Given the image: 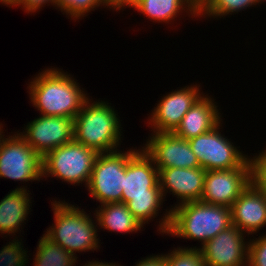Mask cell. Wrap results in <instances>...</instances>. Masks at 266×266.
I'll use <instances>...</instances> for the list:
<instances>
[{"label":"cell","instance_id":"obj_6","mask_svg":"<svg viewBox=\"0 0 266 266\" xmlns=\"http://www.w3.org/2000/svg\"><path fill=\"white\" fill-rule=\"evenodd\" d=\"M98 152L72 140L48 152L42 158L43 177H56L62 182L87 187Z\"/></svg>","mask_w":266,"mask_h":266},{"label":"cell","instance_id":"obj_15","mask_svg":"<svg viewBox=\"0 0 266 266\" xmlns=\"http://www.w3.org/2000/svg\"><path fill=\"white\" fill-rule=\"evenodd\" d=\"M231 224L244 234H256L266 226V196L252 181L231 206Z\"/></svg>","mask_w":266,"mask_h":266},{"label":"cell","instance_id":"obj_12","mask_svg":"<svg viewBox=\"0 0 266 266\" xmlns=\"http://www.w3.org/2000/svg\"><path fill=\"white\" fill-rule=\"evenodd\" d=\"M199 87L197 84L187 85L160 98L148 116L147 126L152 128V133H173L184 115L204 94Z\"/></svg>","mask_w":266,"mask_h":266},{"label":"cell","instance_id":"obj_18","mask_svg":"<svg viewBox=\"0 0 266 266\" xmlns=\"http://www.w3.org/2000/svg\"><path fill=\"white\" fill-rule=\"evenodd\" d=\"M27 186H21L8 192V194L0 201V233L16 235L22 224L25 223L32 207L31 193L27 190Z\"/></svg>","mask_w":266,"mask_h":266},{"label":"cell","instance_id":"obj_35","mask_svg":"<svg viewBox=\"0 0 266 266\" xmlns=\"http://www.w3.org/2000/svg\"><path fill=\"white\" fill-rule=\"evenodd\" d=\"M264 1L266 2V0H257V4L258 5H259V3L262 4Z\"/></svg>","mask_w":266,"mask_h":266},{"label":"cell","instance_id":"obj_25","mask_svg":"<svg viewBox=\"0 0 266 266\" xmlns=\"http://www.w3.org/2000/svg\"><path fill=\"white\" fill-rule=\"evenodd\" d=\"M249 240L248 265L266 266V234Z\"/></svg>","mask_w":266,"mask_h":266},{"label":"cell","instance_id":"obj_2","mask_svg":"<svg viewBox=\"0 0 266 266\" xmlns=\"http://www.w3.org/2000/svg\"><path fill=\"white\" fill-rule=\"evenodd\" d=\"M163 201L159 171L152 158L140 148L127 161L122 203L144 226L158 216Z\"/></svg>","mask_w":266,"mask_h":266},{"label":"cell","instance_id":"obj_34","mask_svg":"<svg viewBox=\"0 0 266 266\" xmlns=\"http://www.w3.org/2000/svg\"><path fill=\"white\" fill-rule=\"evenodd\" d=\"M140 0H130V8H133V6Z\"/></svg>","mask_w":266,"mask_h":266},{"label":"cell","instance_id":"obj_24","mask_svg":"<svg viewBox=\"0 0 266 266\" xmlns=\"http://www.w3.org/2000/svg\"><path fill=\"white\" fill-rule=\"evenodd\" d=\"M56 9L71 19L78 20L101 6L100 0H55Z\"/></svg>","mask_w":266,"mask_h":266},{"label":"cell","instance_id":"obj_19","mask_svg":"<svg viewBox=\"0 0 266 266\" xmlns=\"http://www.w3.org/2000/svg\"><path fill=\"white\" fill-rule=\"evenodd\" d=\"M133 9L153 22L167 24L172 23V20H175L179 14L182 15L185 10L188 15L199 17L200 8L192 0H140Z\"/></svg>","mask_w":266,"mask_h":266},{"label":"cell","instance_id":"obj_23","mask_svg":"<svg viewBox=\"0 0 266 266\" xmlns=\"http://www.w3.org/2000/svg\"><path fill=\"white\" fill-rule=\"evenodd\" d=\"M166 254V266H205L200 250L195 247H177Z\"/></svg>","mask_w":266,"mask_h":266},{"label":"cell","instance_id":"obj_9","mask_svg":"<svg viewBox=\"0 0 266 266\" xmlns=\"http://www.w3.org/2000/svg\"><path fill=\"white\" fill-rule=\"evenodd\" d=\"M221 124L220 122L212 130L188 140L200 167L206 171L240 167L249 158L221 134Z\"/></svg>","mask_w":266,"mask_h":266},{"label":"cell","instance_id":"obj_26","mask_svg":"<svg viewBox=\"0 0 266 266\" xmlns=\"http://www.w3.org/2000/svg\"><path fill=\"white\" fill-rule=\"evenodd\" d=\"M252 160L253 181L266 196V150L255 155Z\"/></svg>","mask_w":266,"mask_h":266},{"label":"cell","instance_id":"obj_31","mask_svg":"<svg viewBox=\"0 0 266 266\" xmlns=\"http://www.w3.org/2000/svg\"><path fill=\"white\" fill-rule=\"evenodd\" d=\"M18 0H0V3L1 4H5L6 6L8 7H11L13 8V6L15 7V5L17 4Z\"/></svg>","mask_w":266,"mask_h":266},{"label":"cell","instance_id":"obj_29","mask_svg":"<svg viewBox=\"0 0 266 266\" xmlns=\"http://www.w3.org/2000/svg\"><path fill=\"white\" fill-rule=\"evenodd\" d=\"M100 2L101 6H105L104 8L107 6L116 12L130 7V0H100Z\"/></svg>","mask_w":266,"mask_h":266},{"label":"cell","instance_id":"obj_16","mask_svg":"<svg viewBox=\"0 0 266 266\" xmlns=\"http://www.w3.org/2000/svg\"><path fill=\"white\" fill-rule=\"evenodd\" d=\"M159 185L162 196L167 192L178 198L176 205L185 202L200 201L204 191L206 170L199 168H167L158 169ZM169 190V191H168ZM172 192V193H171Z\"/></svg>","mask_w":266,"mask_h":266},{"label":"cell","instance_id":"obj_21","mask_svg":"<svg viewBox=\"0 0 266 266\" xmlns=\"http://www.w3.org/2000/svg\"><path fill=\"white\" fill-rule=\"evenodd\" d=\"M38 242L33 266H76L78 257L73 256L45 234Z\"/></svg>","mask_w":266,"mask_h":266},{"label":"cell","instance_id":"obj_4","mask_svg":"<svg viewBox=\"0 0 266 266\" xmlns=\"http://www.w3.org/2000/svg\"><path fill=\"white\" fill-rule=\"evenodd\" d=\"M119 118L107 101L88 98L74 118V140L98 153L117 151L123 138Z\"/></svg>","mask_w":266,"mask_h":266},{"label":"cell","instance_id":"obj_17","mask_svg":"<svg viewBox=\"0 0 266 266\" xmlns=\"http://www.w3.org/2000/svg\"><path fill=\"white\" fill-rule=\"evenodd\" d=\"M217 103L208 94L202 95L182 118L173 132L176 136L190 140L212 130L220 122L222 115Z\"/></svg>","mask_w":266,"mask_h":266},{"label":"cell","instance_id":"obj_7","mask_svg":"<svg viewBox=\"0 0 266 266\" xmlns=\"http://www.w3.org/2000/svg\"><path fill=\"white\" fill-rule=\"evenodd\" d=\"M137 150L130 148L126 152L99 153L86 187L90 197L101 205L122 202L127 161Z\"/></svg>","mask_w":266,"mask_h":266},{"label":"cell","instance_id":"obj_20","mask_svg":"<svg viewBox=\"0 0 266 266\" xmlns=\"http://www.w3.org/2000/svg\"><path fill=\"white\" fill-rule=\"evenodd\" d=\"M99 207V208H98ZM94 212L98 228L113 231L115 233H132L141 231V223L129 211L127 205L122 202L107 203L98 206ZM101 207V208H100Z\"/></svg>","mask_w":266,"mask_h":266},{"label":"cell","instance_id":"obj_13","mask_svg":"<svg viewBox=\"0 0 266 266\" xmlns=\"http://www.w3.org/2000/svg\"><path fill=\"white\" fill-rule=\"evenodd\" d=\"M142 147L157 169L199 168L200 164L188 140L174 133H151Z\"/></svg>","mask_w":266,"mask_h":266},{"label":"cell","instance_id":"obj_14","mask_svg":"<svg viewBox=\"0 0 266 266\" xmlns=\"http://www.w3.org/2000/svg\"><path fill=\"white\" fill-rule=\"evenodd\" d=\"M244 233L234 225L205 242L200 253L205 266H247L249 241Z\"/></svg>","mask_w":266,"mask_h":266},{"label":"cell","instance_id":"obj_33","mask_svg":"<svg viewBox=\"0 0 266 266\" xmlns=\"http://www.w3.org/2000/svg\"><path fill=\"white\" fill-rule=\"evenodd\" d=\"M199 8L202 4V0H192Z\"/></svg>","mask_w":266,"mask_h":266},{"label":"cell","instance_id":"obj_28","mask_svg":"<svg viewBox=\"0 0 266 266\" xmlns=\"http://www.w3.org/2000/svg\"><path fill=\"white\" fill-rule=\"evenodd\" d=\"M135 266H166V254L152 255L142 258Z\"/></svg>","mask_w":266,"mask_h":266},{"label":"cell","instance_id":"obj_27","mask_svg":"<svg viewBox=\"0 0 266 266\" xmlns=\"http://www.w3.org/2000/svg\"><path fill=\"white\" fill-rule=\"evenodd\" d=\"M49 3L56 7L55 0H18L15 6H22L21 8L24 9L26 13L33 14L35 12H38V10L40 11L43 5H49Z\"/></svg>","mask_w":266,"mask_h":266},{"label":"cell","instance_id":"obj_30","mask_svg":"<svg viewBox=\"0 0 266 266\" xmlns=\"http://www.w3.org/2000/svg\"><path fill=\"white\" fill-rule=\"evenodd\" d=\"M83 266H122V265H119L118 263L115 264V263H113V262H112V263H110V262H109V263H108V262L105 263V262H102V261L99 262V261H96V260L94 261V260H93V261H91V262L88 261V262H87L85 265H83Z\"/></svg>","mask_w":266,"mask_h":266},{"label":"cell","instance_id":"obj_5","mask_svg":"<svg viewBox=\"0 0 266 266\" xmlns=\"http://www.w3.org/2000/svg\"><path fill=\"white\" fill-rule=\"evenodd\" d=\"M63 201L51 202L54 224L44 234L73 256L99 249L96 217L92 220L84 209Z\"/></svg>","mask_w":266,"mask_h":266},{"label":"cell","instance_id":"obj_11","mask_svg":"<svg viewBox=\"0 0 266 266\" xmlns=\"http://www.w3.org/2000/svg\"><path fill=\"white\" fill-rule=\"evenodd\" d=\"M24 130L19 135L43 158L48 152L74 140V119L40 115L27 123Z\"/></svg>","mask_w":266,"mask_h":266},{"label":"cell","instance_id":"obj_32","mask_svg":"<svg viewBox=\"0 0 266 266\" xmlns=\"http://www.w3.org/2000/svg\"><path fill=\"white\" fill-rule=\"evenodd\" d=\"M2 124L0 123V142H1V139L3 136H5L4 134L2 135V133H5L3 132L4 130L2 129L3 128V125L1 126Z\"/></svg>","mask_w":266,"mask_h":266},{"label":"cell","instance_id":"obj_10","mask_svg":"<svg viewBox=\"0 0 266 266\" xmlns=\"http://www.w3.org/2000/svg\"><path fill=\"white\" fill-rule=\"evenodd\" d=\"M253 181V166L248 158L240 167L206 171L200 201L231 208L234 201Z\"/></svg>","mask_w":266,"mask_h":266},{"label":"cell","instance_id":"obj_22","mask_svg":"<svg viewBox=\"0 0 266 266\" xmlns=\"http://www.w3.org/2000/svg\"><path fill=\"white\" fill-rule=\"evenodd\" d=\"M255 5L257 0H202L199 17L222 18Z\"/></svg>","mask_w":266,"mask_h":266},{"label":"cell","instance_id":"obj_8","mask_svg":"<svg viewBox=\"0 0 266 266\" xmlns=\"http://www.w3.org/2000/svg\"><path fill=\"white\" fill-rule=\"evenodd\" d=\"M16 133V134H15ZM2 137L0 142V178L14 181H40L43 177L42 157L19 135Z\"/></svg>","mask_w":266,"mask_h":266},{"label":"cell","instance_id":"obj_3","mask_svg":"<svg viewBox=\"0 0 266 266\" xmlns=\"http://www.w3.org/2000/svg\"><path fill=\"white\" fill-rule=\"evenodd\" d=\"M71 76L52 67L39 72L29 82L30 101L42 116L76 117L89 96Z\"/></svg>","mask_w":266,"mask_h":266},{"label":"cell","instance_id":"obj_1","mask_svg":"<svg viewBox=\"0 0 266 266\" xmlns=\"http://www.w3.org/2000/svg\"><path fill=\"white\" fill-rule=\"evenodd\" d=\"M162 217L157 227L160 234L198 240L201 245L232 225L230 208L202 201L176 205Z\"/></svg>","mask_w":266,"mask_h":266}]
</instances>
